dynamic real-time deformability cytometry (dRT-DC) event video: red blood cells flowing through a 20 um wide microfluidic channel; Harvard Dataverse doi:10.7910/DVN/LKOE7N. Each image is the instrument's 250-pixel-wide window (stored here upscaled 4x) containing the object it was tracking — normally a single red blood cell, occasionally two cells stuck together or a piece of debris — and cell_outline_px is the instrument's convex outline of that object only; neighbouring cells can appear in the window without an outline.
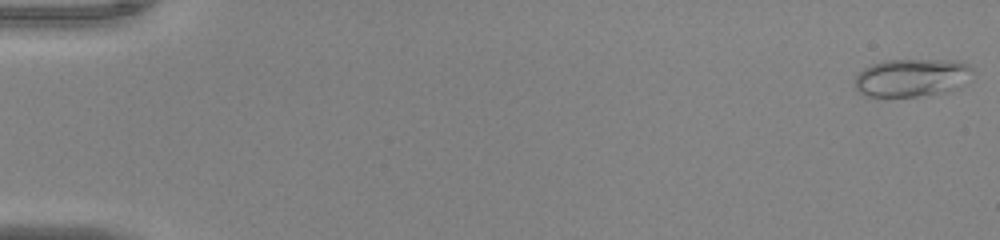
{"species": "common noctule bat (a hibernating species)", "species_latin": "Nyctalus noctula", "temperature_condition": "warm", "stored_images_in_passage": 50, "camera_frame_rate_fps": 3000, "um_per_image_px": 0.085, "animal": {"sex": "male", "body_mass_g": 20.0, "forearm_length_mm": 53.3}, "frame": {"image": 1, "passage_image": 1, "time_ms": 0.0, "image_size_px": [1000, 240], "cell_outline_px": [[972, 72], [960, 88], [944, 92], [916, 96], [864, 96], [856, 88], [856, 76], [864, 68], [872, 64], [884, 60], [960, 60], [968, 64], [972, 68]], "centroid_in_image_um": [77.52, 6.59], "position_along_channel_um": 7.5, "area_um2": 25.95}}
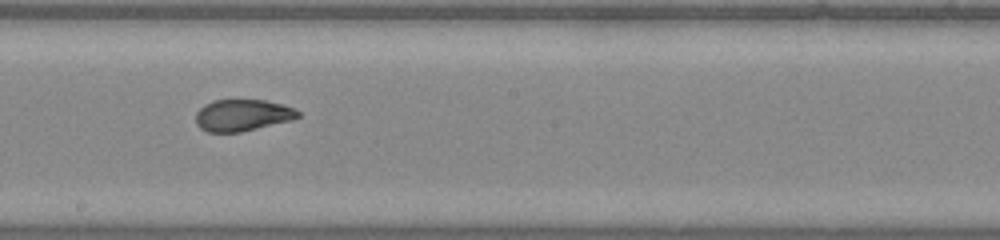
{"frame": {"image": 2, "passage_image": 30, "time_ms": 9.667, "image_size_px": [1000, 240], "cell_outline_px": [[300, 116], [292, 120], [240, 132], [208, 132], [200, 128], [196, 124], [196, 112], [204, 104], [212, 100], [264, 100], [280, 104], [292, 108], [300, 112]], "centroid_in_image_um": [20.57, 9.79], "position_along_channel_um": 227.6, "area_um2": 18.79}}
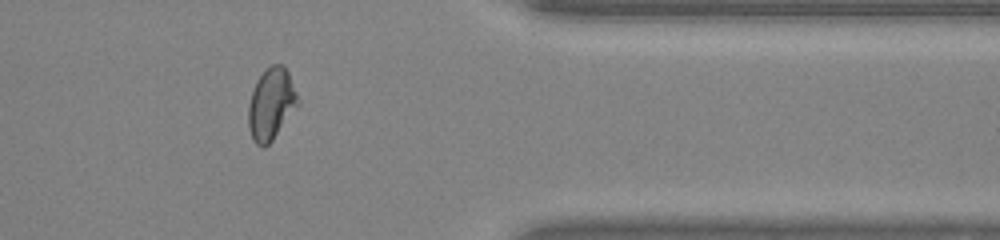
{"frame": {"image": 3, "passage_image": 43, "time_ms": 14.0, "image_size_px": [1000, 240], "cell_outline_px": [[300, 104], [272, 140], [264, 148], [260, 148], [252, 140], [248, 128], [248, 104], [256, 80], [272, 64], [284, 64], [288, 72], [300, 100]], "centroid_in_image_um": [23.05, 8.87], "position_along_channel_um": 388.3, "area_um2": 20.87}}